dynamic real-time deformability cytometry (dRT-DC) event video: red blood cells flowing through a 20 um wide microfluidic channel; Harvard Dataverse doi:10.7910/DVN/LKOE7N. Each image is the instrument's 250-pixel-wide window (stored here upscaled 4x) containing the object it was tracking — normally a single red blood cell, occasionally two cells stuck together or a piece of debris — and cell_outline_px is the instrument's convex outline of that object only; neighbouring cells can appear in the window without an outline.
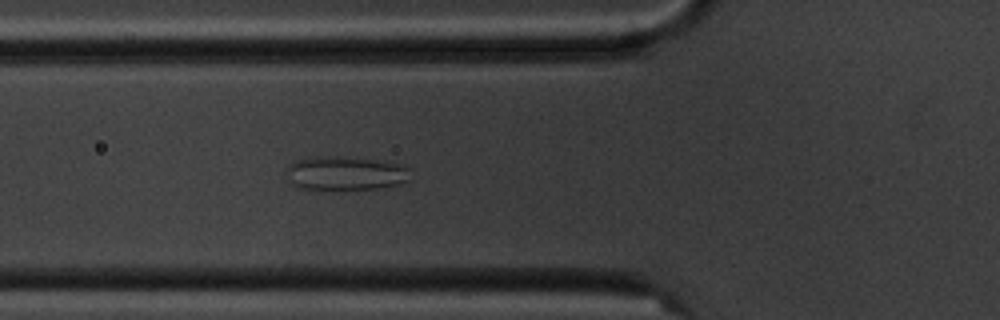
{"species": "common noctule bat (a hibernating species)", "species_latin": "Nyctalus noctula", "temperature_condition": "cold", "stored_images_in_passage": 3, "camera_frame_rate_fps": 3000, "um_per_image_px": 0.085, "animal": {"sex": "male", "body_mass_g": 20.1, "forearm_length_mm": 53.5}, "frame": {"image": 1, "passage_image": 3, "time_ms": 2.333, "image_size_px": [1000, 320], "cell_outline_px": [[408, 180], [400, 184], [384, 188], [296, 188], [288, 184], [288, 164], [292, 160], [304, 156], [340, 156], [388, 160], [408, 168]], "centroid_in_image_um": [29.3, 14.68], "position_along_channel_um": 96.5, "area_um2": 24.85}}